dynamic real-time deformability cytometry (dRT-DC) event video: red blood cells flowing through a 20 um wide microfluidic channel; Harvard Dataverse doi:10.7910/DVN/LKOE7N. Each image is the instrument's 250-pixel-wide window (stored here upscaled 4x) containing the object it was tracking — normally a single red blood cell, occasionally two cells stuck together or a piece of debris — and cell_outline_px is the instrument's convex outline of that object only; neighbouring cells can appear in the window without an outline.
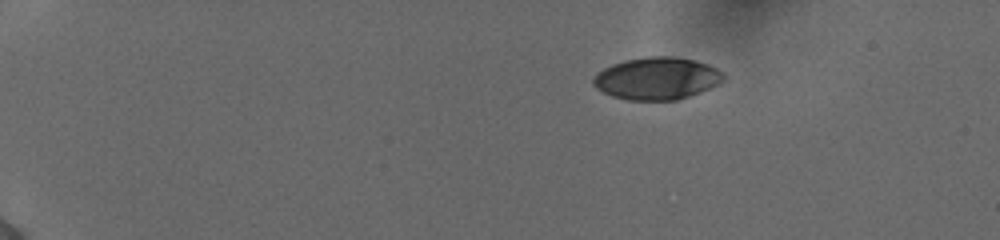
{"species": "human", "species_latin": "Homo sapiens", "temperature_condition": "cold", "stored_images_in_passage": 46, "camera_frame_rate_fps": 3000, "um_per_image_px": 0.085, "donor": {"sex": "female"}, "frame": {"image": 1, "passage_image": 1, "time_ms": 0.0, "image_size_px": [1000, 240], "cell_outline_px": [[724, 80], [700, 92], [676, 100], [628, 100], [612, 96], [596, 88], [592, 84], [592, 80], [596, 72], [612, 64], [624, 60], [644, 56], [672, 56], [696, 60], [708, 64], [724, 72]], "centroid_in_image_um": [55.81, 6.65], "position_along_channel_um": 29.2, "area_um2": 32.25}}
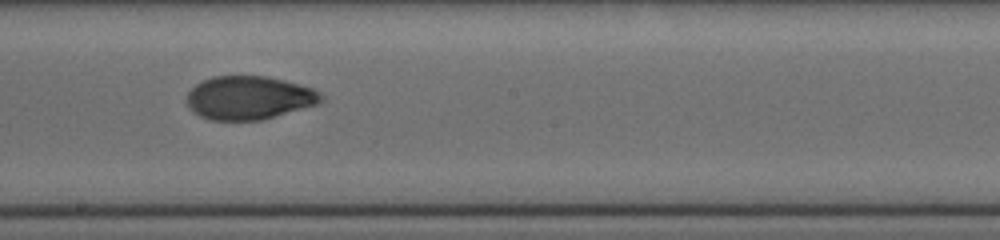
{"frame": {"image": 2, "passage_image": 25, "time_ms": 8.0, "image_size_px": [1000, 240], "cell_outline_px": [[324, 100], [316, 104], [260, 120], [208, 120], [192, 112], [188, 108], [184, 100], [188, 92], [196, 84], [212, 76], [268, 76], [284, 80], [312, 88], [324, 96]], "centroid_in_image_um": [21.1, 8.31], "position_along_channel_um": 227.1, "area_um2": 34.04}}
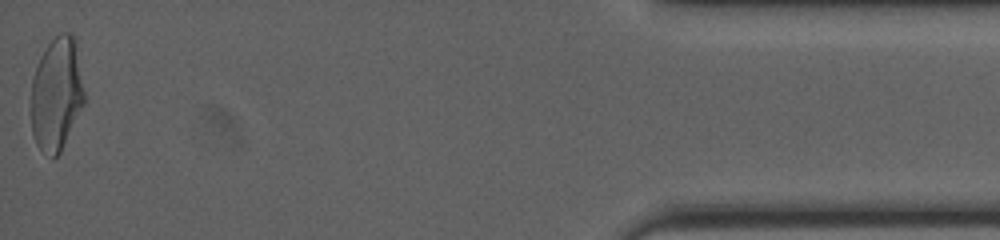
{"frame": {"image": 3, "passage_image": 46, "time_ms": 15.0, "image_size_px": [1000, 240], "cell_outline_px": [[84, 104], [60, 152], [52, 160], [36, 144], [32, 132], [32, 80], [40, 56], [48, 44], [60, 32], [72, 32], [76, 36], [84, 92]], "centroid_in_image_um": [4.83, 7.96], "position_along_channel_um": 430.4, "area_um2": 35.2}, "authors_computed_cell_mechanics": {"area_um2": 33.8997, "velocity_mm_per_s": 3.8875, "shape_relaxation_time_tau1_ms": 7.1468, "shape_relaxation_time_tau2_ms": 1.7264, "deformation_change_tau1": 0.2072, "deformation_change_tau2": 0.0576}}